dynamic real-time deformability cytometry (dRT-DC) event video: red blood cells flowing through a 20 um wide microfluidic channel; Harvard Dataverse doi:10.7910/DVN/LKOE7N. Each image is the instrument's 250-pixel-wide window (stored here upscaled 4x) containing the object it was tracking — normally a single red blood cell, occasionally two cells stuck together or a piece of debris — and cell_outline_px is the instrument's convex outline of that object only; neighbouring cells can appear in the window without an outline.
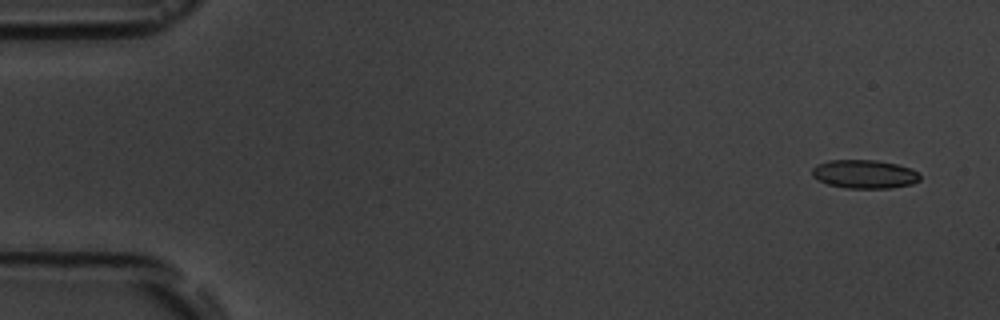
{"species": "common noctule bat (a hibernating species)", "species_latin": "Nyctalus noctula", "temperature_condition": "room temperature", "stored_images_in_passage": 6, "camera_frame_rate_fps": 3000, "um_per_image_px": 0.085, "animal": {"sex": "male", "body_mass_g": 19.5, "forearm_length_mm": 54.6}, "frame": {"image": 1, "passage_image": 1, "time_ms": 0.0, "image_size_px": [1000, 320], "cell_outline_px": [[920, 180], [912, 184], [892, 188], [844, 188], [828, 184], [812, 176], [812, 168], [816, 164], [828, 160], [876, 160], [896, 164], [912, 168], [920, 176]], "centroid_in_image_um": [73.47, 14.8], "position_along_channel_um": 11.5, "area_um2": 18.03}}
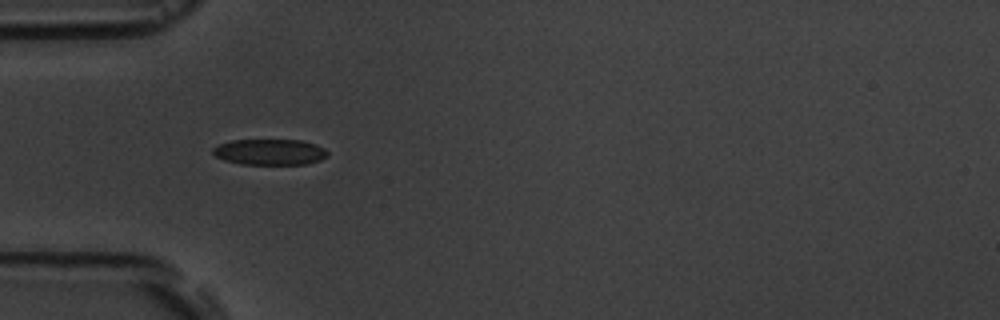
{"frame": {"image": 2, "passage_image": 5, "time_ms": 4.667, "image_size_px": [1000, 320], "cell_outline_px": [[328, 156], [320, 160], [308, 164], [240, 164], [224, 160], [216, 156], [212, 152], [212, 148], [220, 144], [232, 140], [300, 140], [316, 144], [324, 148], [328, 152]], "centroid_in_image_um": [22.95, 12.92], "position_along_channel_um": 62.0, "area_um2": 17.34}}
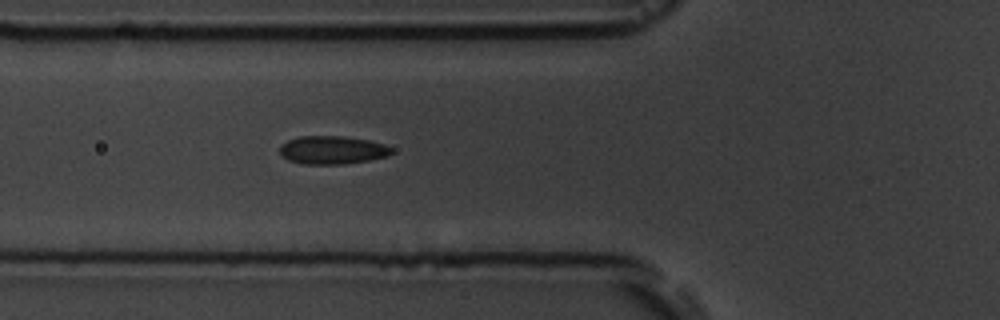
{"frame": {"image": 3, "passage_image": 6, "time_ms": 5.667, "image_size_px": [1000, 320], "cell_outline_px": [[392, 152], [388, 156], [368, 160], [344, 164], [304, 164], [288, 160], [280, 156], [280, 144], [288, 140], [300, 136], [344, 136], [368, 140], [384, 144], [392, 148]], "centroid_in_image_um": [28.22, 12.75], "position_along_channel_um": 97.6, "area_um2": 18.44}}